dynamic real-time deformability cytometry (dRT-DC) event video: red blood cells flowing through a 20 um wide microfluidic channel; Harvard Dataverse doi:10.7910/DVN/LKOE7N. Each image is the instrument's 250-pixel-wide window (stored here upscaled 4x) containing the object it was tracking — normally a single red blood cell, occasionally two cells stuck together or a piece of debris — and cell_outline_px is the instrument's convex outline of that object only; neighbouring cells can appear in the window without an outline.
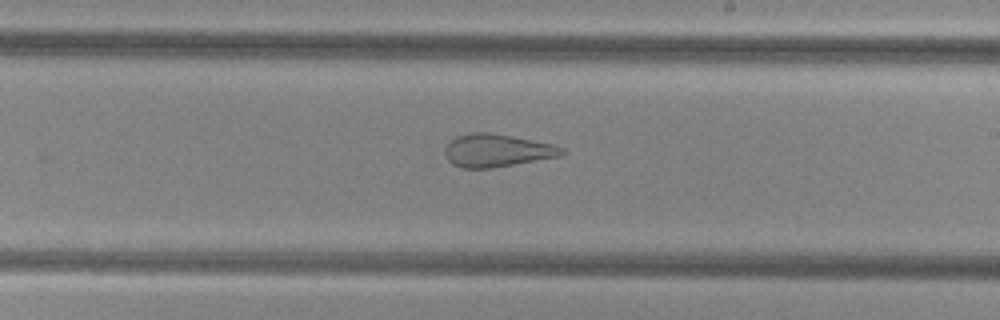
{"species": "common noctule bat (a hibernating species)", "species_latin": "Nyctalus noctula", "temperature_condition": "cold", "stored_images_in_passage": 25, "camera_frame_rate_fps": 3000, "um_per_image_px": 0.085, "animal": {"sex": "female", "body_mass_g": 29.2, "forearm_length_mm": 56.3}, "frame": {"image": 1, "passage_image": 17, "time_ms": 5.333, "image_size_px": [1000, 320], "cell_outline_px": [[564, 152], [560, 156], [492, 168], [464, 168], [452, 164], [448, 160], [444, 152], [444, 148], [456, 136], [472, 132], [488, 132], [512, 136], [552, 144], [564, 148]], "centroid_in_image_um": [42.21, 12.79], "position_along_channel_um": 246.8, "area_um2": 22.2}}
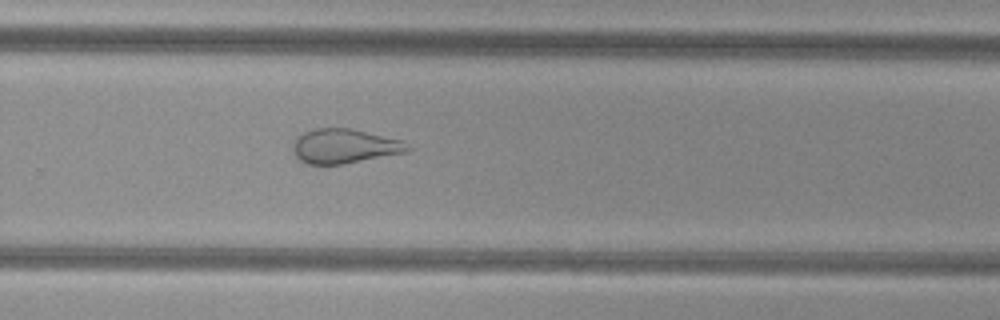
{"frame": {"image": 2, "passage_image": 21, "time_ms": 6.667, "image_size_px": [1000, 320], "cell_outline_px": [[412, 148], [404, 152], [344, 164], [308, 164], [300, 160], [296, 156], [292, 144], [304, 132], [316, 128], [348, 128], [400, 140]], "centroid_in_image_um": [29.24, 12.43], "position_along_channel_um": 300.6, "area_um2": 22.43}}